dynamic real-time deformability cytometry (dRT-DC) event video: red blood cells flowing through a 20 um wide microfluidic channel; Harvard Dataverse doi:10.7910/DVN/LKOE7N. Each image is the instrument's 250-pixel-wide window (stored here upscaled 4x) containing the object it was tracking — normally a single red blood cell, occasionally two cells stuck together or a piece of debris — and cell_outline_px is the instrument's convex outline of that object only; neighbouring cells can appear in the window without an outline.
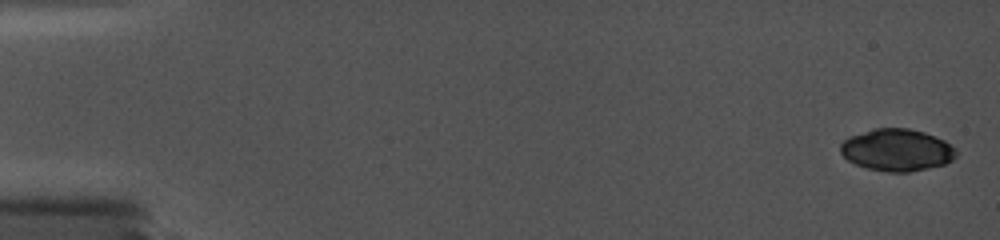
{"species": "common noctule bat (a hibernating species)", "species_latin": "Nyctalus noctula", "temperature_condition": "cold", "stored_images_in_passage": 10, "camera_frame_rate_fps": 5000, "um_per_image_px": 0.085, "animal": {"sex": "female", "body_mass_g": 19.0, "forearm_length_mm": 56.7}, "frame": {"image": 1, "passage_image": 1, "time_ms": 0.0, "image_size_px": [1000, 240], "cell_outline_px": [[956, 156], [952, 160], [944, 164], [928, 168], [908, 172], [888, 172], [868, 168], [856, 164], [848, 160], [840, 152], [840, 144], [848, 136], [876, 128], [908, 128], [924, 132], [936, 136], [944, 140], [956, 148]], "centroid_in_image_um": [76.24, 12.74], "position_along_channel_um": 8.8, "area_um2": 28.38}}
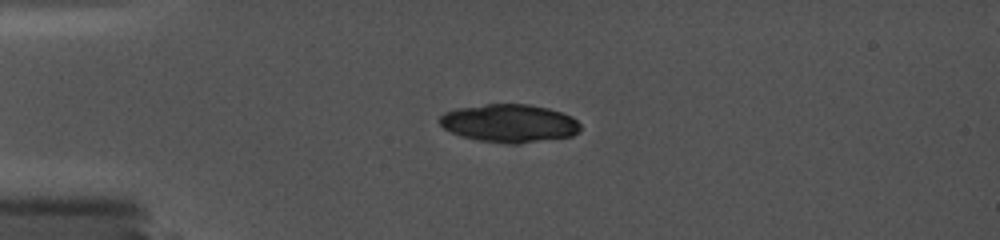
{"frame": {"image": 2, "passage_image": 9, "time_ms": 4.2, "image_size_px": [1000, 240], "cell_outline_px": [[580, 132], [572, 136], [520, 144], [508, 144], [480, 140], [460, 136], [444, 128], [440, 124], [440, 116], [444, 112], [456, 108], [484, 104], [528, 104], [548, 108], [572, 116], [580, 124]], "centroid_in_image_um": [43.3, 10.48], "position_along_channel_um": 41.7, "area_um2": 31.39}}